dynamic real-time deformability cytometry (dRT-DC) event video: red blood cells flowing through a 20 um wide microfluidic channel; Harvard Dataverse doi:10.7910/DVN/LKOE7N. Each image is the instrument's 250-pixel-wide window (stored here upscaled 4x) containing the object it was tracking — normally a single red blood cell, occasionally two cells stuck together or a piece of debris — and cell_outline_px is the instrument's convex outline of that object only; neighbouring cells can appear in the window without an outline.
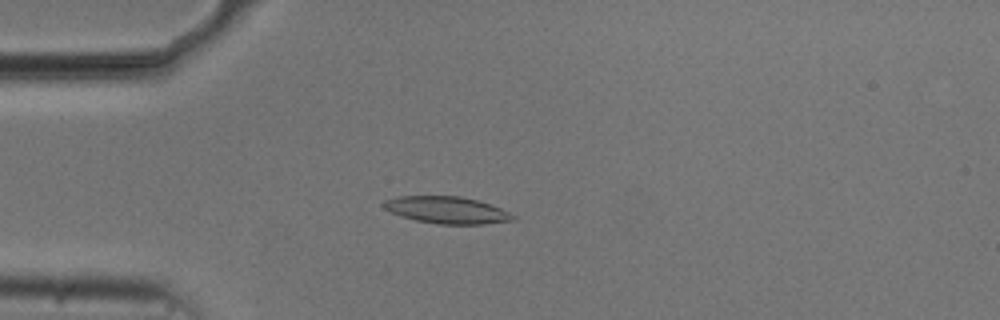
{"species": "common noctule bat (a hibernating species)", "species_latin": "Nyctalus noctula", "temperature_condition": "cold", "stored_images_in_passage": 45, "camera_frame_rate_fps": 3000, "um_per_image_px": 0.085, "animal": {"sex": "male", "body_mass_g": 20.5, "forearm_length_mm": 52.5}, "frame": {"image": 1, "passage_image": 14, "time_ms": 4.333, "image_size_px": [1000, 320], "cell_outline_px": [[516, 220], [484, 224], [440, 224], [416, 220], [392, 212], [384, 208], [380, 204], [384, 200], [400, 196], [460, 196], [476, 200], [500, 208], [516, 216]], "centroid_in_image_um": [37.99, 17.85], "position_along_channel_um": 47.0, "area_um2": 20.11}}
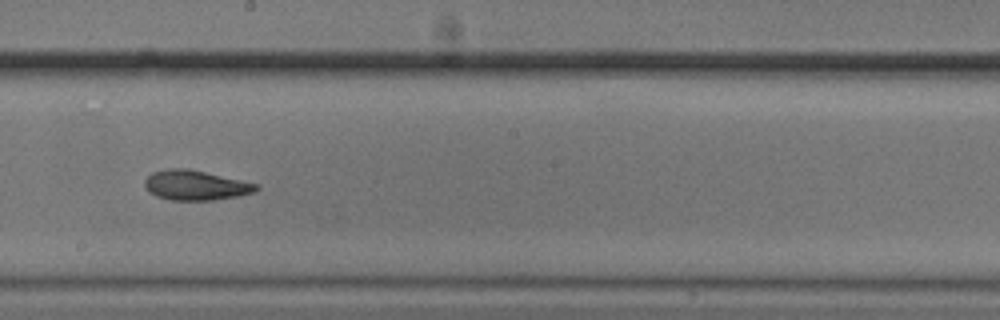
{"frame": {"image": 2, "passage_image": 30, "time_ms": 9.667, "image_size_px": [1000, 320], "cell_outline_px": [[260, 188], [256, 192], [236, 196], [212, 200], [172, 200], [156, 196], [148, 192], [144, 184], [144, 180], [152, 172], [168, 168], [188, 168], [260, 184]], "centroid_in_image_um": [16.63, 15.74], "position_along_channel_um": 231.6, "area_um2": 19.54}}
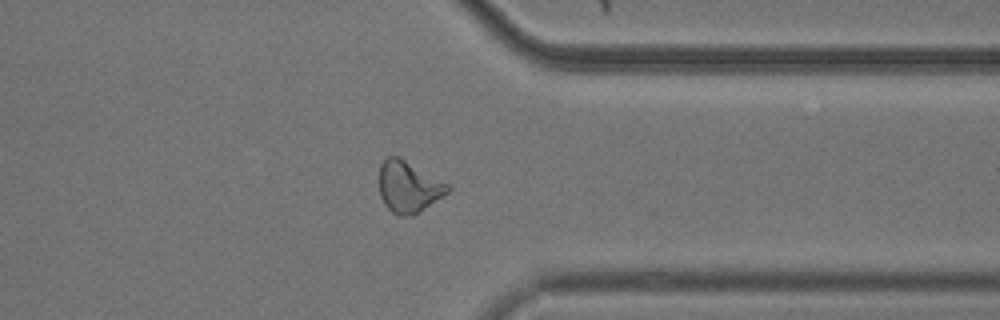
{"frame": {"image": 3, "passage_image": 42, "time_ms": 13.667, "image_size_px": [1000, 320], "cell_outline_px": [[452, 188], [448, 192], [420, 212], [412, 216], [400, 216], [392, 212], [384, 204], [380, 196], [380, 164], [388, 156], [400, 156], [448, 184]], "centroid_in_image_um": [34.72, 15.88], "position_along_channel_um": 376.7, "area_um2": 20.52}, "authors_computed_cell_mechanics": {"area_um2": 19.4208, "velocity_mm_per_s": 3.7363, "shape_relaxation_time_tau1_ms": null, "shape_relaxation_time_tau2_ms": 3.3646, "deformation_change_tau1": null, "deformation_change_tau2": 0.1037}}